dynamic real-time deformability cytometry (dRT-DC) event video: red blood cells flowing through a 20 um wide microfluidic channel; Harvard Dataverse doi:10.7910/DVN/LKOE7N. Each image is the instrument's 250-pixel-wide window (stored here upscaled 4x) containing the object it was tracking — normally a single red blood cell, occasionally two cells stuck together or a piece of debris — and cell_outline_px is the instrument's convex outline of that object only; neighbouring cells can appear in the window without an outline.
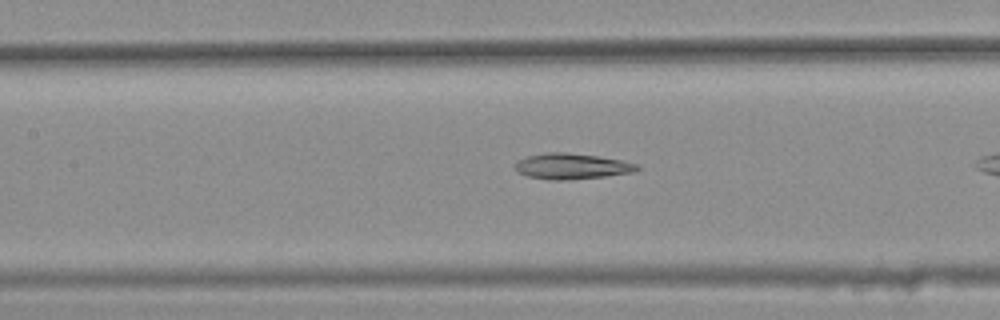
{"species": "common noctule bat (a hibernating species)", "species_latin": "Nyctalus noctula", "temperature_condition": "warm", "stored_images_in_passage": 17, "camera_frame_rate_fps": 3000, "um_per_image_px": 0.085, "animal": {"sex": "female", "body_mass_g": 25.1}, "frame": {"image": 1, "passage_image": 12, "time_ms": 3.667, "image_size_px": [1000, 320], "cell_outline_px": [[640, 168], [636, 172], [604, 176], [568, 180], [548, 180], [528, 176], [516, 172], [512, 168], [520, 160], [528, 156], [548, 152], [564, 152], [596, 156], [620, 160], [636, 164]], "centroid_in_image_um": [48.57, 14.14], "position_along_channel_um": 158.8, "area_um2": 18.21}}
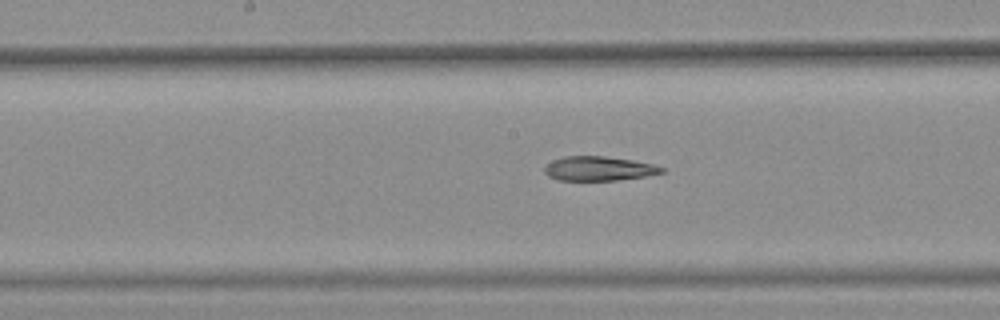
{"frame": {"image": 2, "passage_image": 15, "time_ms": 4.667, "image_size_px": [1000, 320], "cell_outline_px": [[664, 172], [644, 176], [616, 180], [556, 180], [548, 176], [544, 172], [544, 168], [552, 160], [564, 156], [604, 156], [632, 160], [652, 164], [664, 168]], "centroid_in_image_um": [50.85, 14.32], "position_along_channel_um": 197.3, "area_um2": 16.47}}